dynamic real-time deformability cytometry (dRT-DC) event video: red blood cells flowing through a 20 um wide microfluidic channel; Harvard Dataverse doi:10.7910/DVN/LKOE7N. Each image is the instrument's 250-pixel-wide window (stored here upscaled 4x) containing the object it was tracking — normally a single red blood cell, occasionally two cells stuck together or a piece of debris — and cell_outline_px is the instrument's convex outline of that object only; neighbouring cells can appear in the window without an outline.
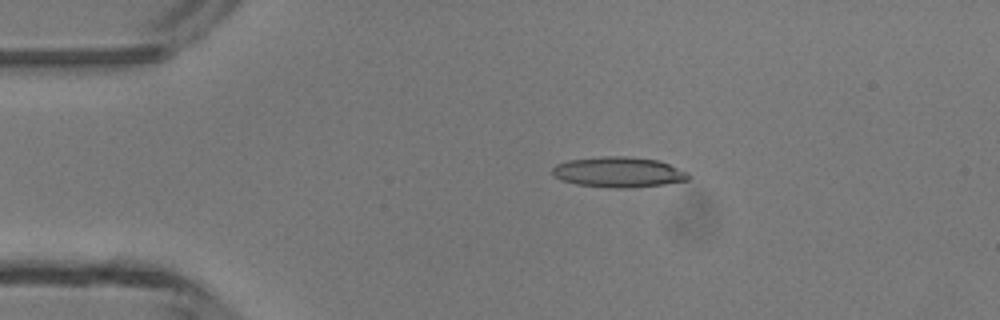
{"species": "common noctule bat (a hibernating species)", "species_latin": "Nyctalus noctula", "temperature_condition": "room temperature", "stored_images_in_passage": 4, "camera_frame_rate_fps": 3000, "um_per_image_px": 0.085, "animal": {"sex": "male", "body_mass_g": 13.3}, "frame": {"image": 1, "passage_image": 3, "time_ms": 2.333, "image_size_px": [1000, 320], "cell_outline_px": [[692, 176], [688, 180], [664, 184], [628, 188], [608, 188], [576, 184], [560, 180], [552, 176], [552, 168], [556, 164], [568, 160], [604, 156], [624, 156], [660, 160], [688, 172]], "centroid_in_image_um": [52.57, 14.63], "position_along_channel_um": 32.4, "area_um2": 24.39}}